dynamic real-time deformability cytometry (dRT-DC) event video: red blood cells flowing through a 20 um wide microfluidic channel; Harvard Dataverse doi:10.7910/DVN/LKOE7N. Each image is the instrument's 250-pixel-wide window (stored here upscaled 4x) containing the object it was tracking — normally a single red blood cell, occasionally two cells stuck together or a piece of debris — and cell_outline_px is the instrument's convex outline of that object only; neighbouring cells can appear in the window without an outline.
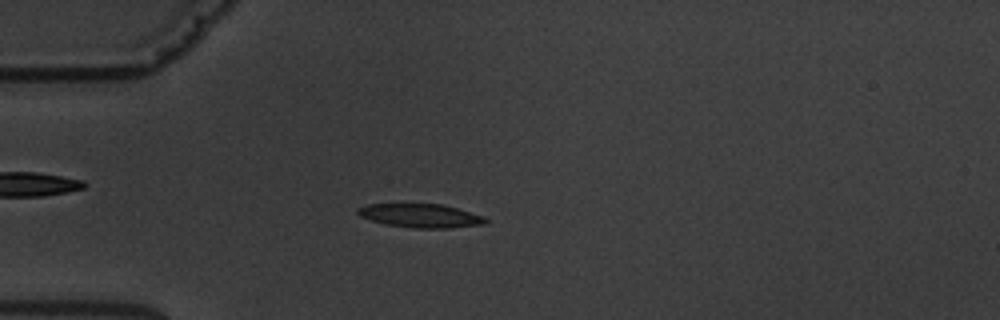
{"species": "common noctule bat (a hibernating species)", "species_latin": "Nyctalus noctula", "temperature_condition": "warm", "stored_images_in_passage": 9, "camera_frame_rate_fps": 3000, "um_per_image_px": 0.085, "animal": {"sex": "male", "body_mass_g": 19.5, "forearm_length_mm": 54.6}, "frame": {"image": 1, "passage_image": 2, "time_ms": 1.333, "image_size_px": [1000, 320], "cell_outline_px": [[488, 220], [484, 224], [448, 228], [412, 228], [384, 224], [360, 216], [356, 212], [356, 208], [364, 204], [444, 204], [484, 216]], "centroid_in_image_um": [35.72, 18.33], "position_along_channel_um": 49.3, "area_um2": 17.74}}
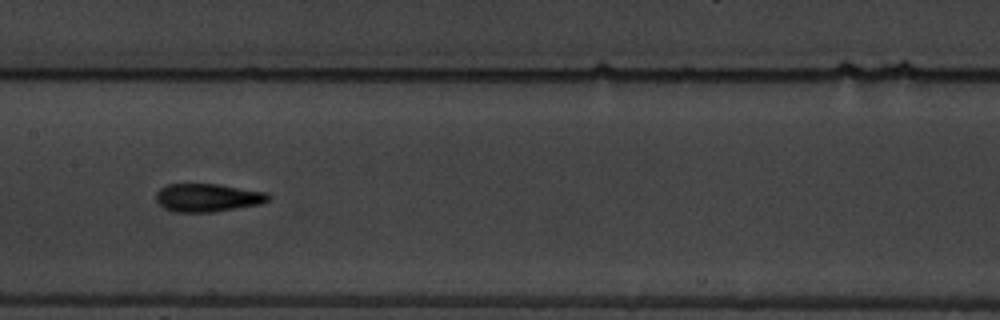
{"frame": {"image": 2, "passage_image": 6, "time_ms": 5.667, "image_size_px": [1000, 320], "cell_outline_px": [[272, 196], [268, 200], [260, 204], [212, 212], [176, 212], [164, 208], [156, 200], [156, 192], [160, 188], [168, 184], [220, 184], [264, 192]], "centroid_in_image_um": [17.63, 16.8], "position_along_channel_um": 189.8, "area_um2": 18.32}}
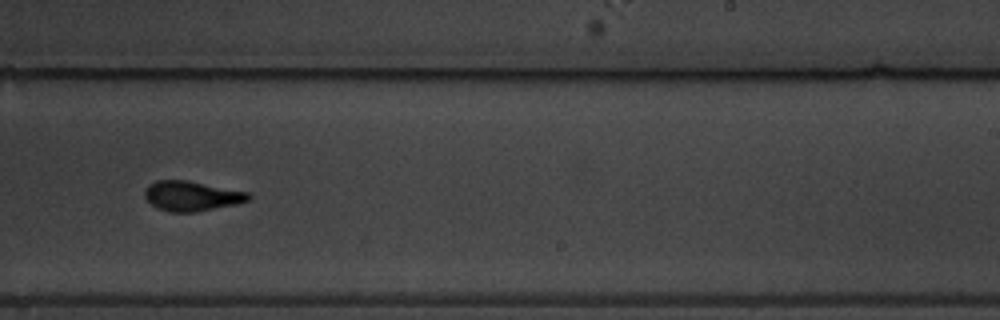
{"frame": {"image": 3, "passage_image": 8, "time_ms": 8.0, "image_size_px": [1000, 320], "cell_outline_px": [[252, 196], [248, 200], [236, 204], [192, 212], [172, 212], [156, 208], [144, 196], [144, 192], [148, 184], [156, 180], [188, 180], [248, 192]], "centroid_in_image_um": [16.26, 16.64], "position_along_channel_um": 272.7, "area_um2": 17.98}}